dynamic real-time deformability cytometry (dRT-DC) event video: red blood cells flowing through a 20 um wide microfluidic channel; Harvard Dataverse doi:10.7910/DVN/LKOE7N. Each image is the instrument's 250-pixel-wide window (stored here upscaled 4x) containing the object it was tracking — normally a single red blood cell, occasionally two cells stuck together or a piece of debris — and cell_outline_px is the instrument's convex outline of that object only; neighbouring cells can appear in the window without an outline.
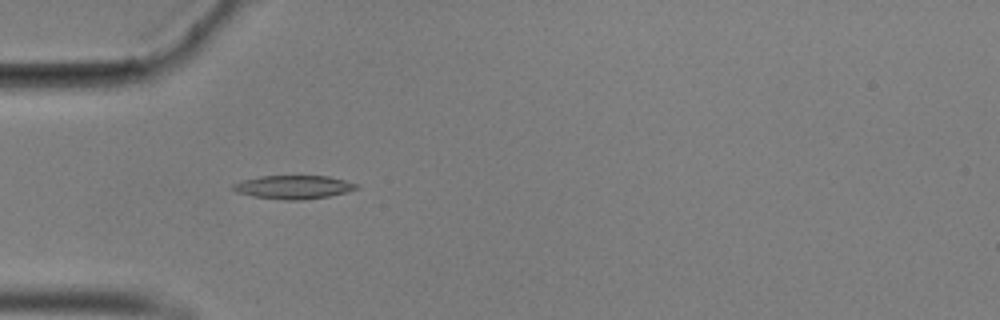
{"species": "common noctule bat (a hibernating species)", "species_latin": "Nyctalus noctula", "temperature_condition": "cold", "stored_images_in_passage": 44, "camera_frame_rate_fps": 3000, "um_per_image_px": 0.085, "animal": {"sex": "male", "body_mass_g": 17.9}, "frame": {"image": 1, "passage_image": 4, "time_ms": 1.0, "image_size_px": [1000, 320], "cell_outline_px": [[360, 188], [348, 192], [328, 196], [300, 200], [284, 200], [252, 196], [236, 192], [232, 188], [232, 184], [240, 180], [260, 176], [328, 176], [360, 184]], "centroid_in_image_um": [24.95, 15.9], "position_along_channel_um": 60.0, "area_um2": 17.05}}
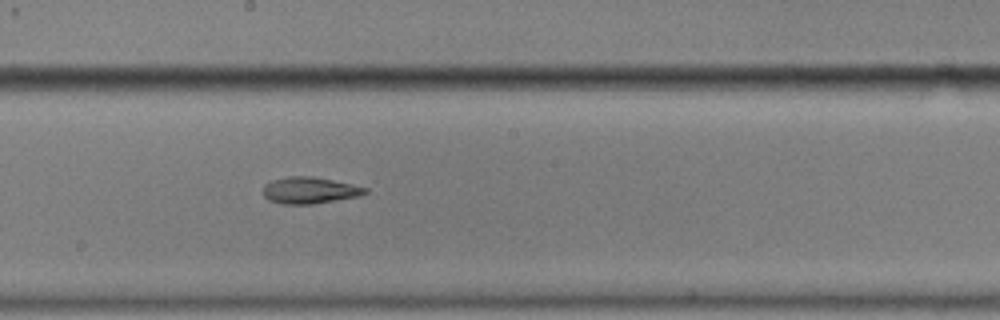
{"frame": {"image": 2, "passage_image": 18, "time_ms": 5.667, "image_size_px": [1000, 320], "cell_outline_px": [[368, 192], [360, 196], [312, 204], [280, 204], [268, 200], [264, 196], [264, 184], [272, 180], [292, 176], [312, 176], [352, 184], [368, 188]], "centroid_in_image_um": [26.32, 16.18], "position_along_channel_um": 221.9, "area_um2": 15.78}}
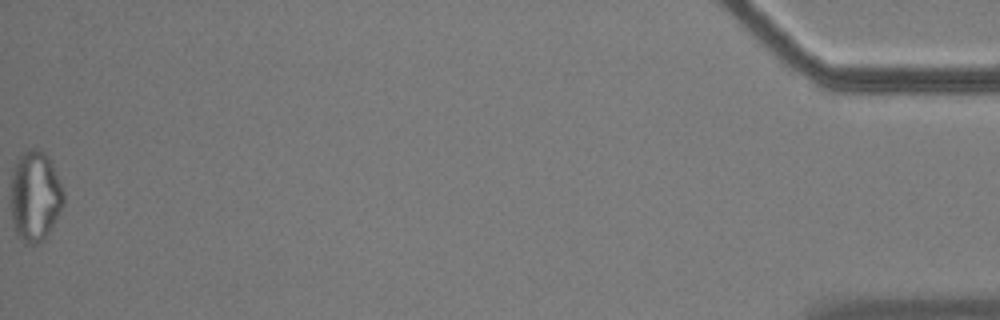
{"frame": {"image": 3, "passage_image": 44, "time_ms": 14.333, "image_size_px": [1000, 320], "cell_outline_px": [[64, 204], [48, 232], [36, 244], [28, 244], [16, 232], [12, 220], [12, 168], [20, 152], [32, 148], [36, 148], [44, 152], [48, 156], [52, 164], [64, 192]], "centroid_in_image_um": [2.98, 16.6], "position_along_channel_um": 432.2, "area_um2": 27.4}, "authors_computed_cell_mechanics": {"area_um2": 16.8776, "velocity_mm_per_s": 3.5355, "shape_relaxation_time_tau1_ms": null, "shape_relaxation_time_tau2_ms": 9.9022, "deformation_change_tau1": null, "deformation_change_tau2": 0.2254}}